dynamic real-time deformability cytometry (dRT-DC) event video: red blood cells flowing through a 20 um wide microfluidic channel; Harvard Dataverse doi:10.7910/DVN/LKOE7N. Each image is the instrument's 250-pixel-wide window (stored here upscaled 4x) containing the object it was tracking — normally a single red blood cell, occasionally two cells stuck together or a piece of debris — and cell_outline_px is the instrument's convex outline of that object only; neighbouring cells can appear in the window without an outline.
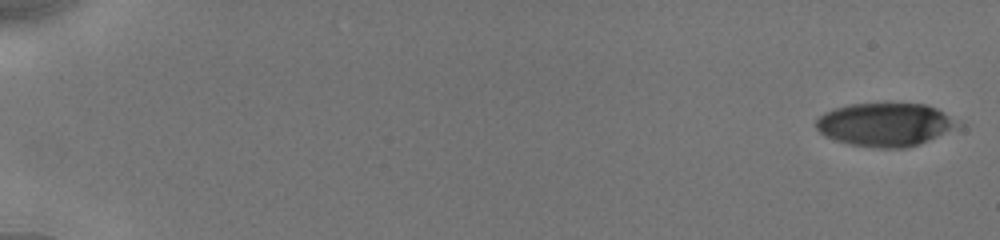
{"species": "human", "species_latin": "Homo sapiens", "temperature_condition": "cold", "stored_images_in_passage": 11, "camera_frame_rate_fps": 3000, "um_per_image_px": 0.085, "donor": {"sex": "male"}, "frame": {"image": 1, "passage_image": 1, "time_ms": 0.0, "image_size_px": [1000, 240], "cell_outline_px": [[964, 124], [928, 140], [908, 148], [876, 148], [848, 144], [832, 140], [824, 136], [816, 128], [816, 120], [824, 112], [832, 108], [848, 104], [924, 104], [936, 108]], "centroid_in_image_um": [75.19, 10.6], "position_along_channel_um": 9.8, "area_um2": 35.84}}
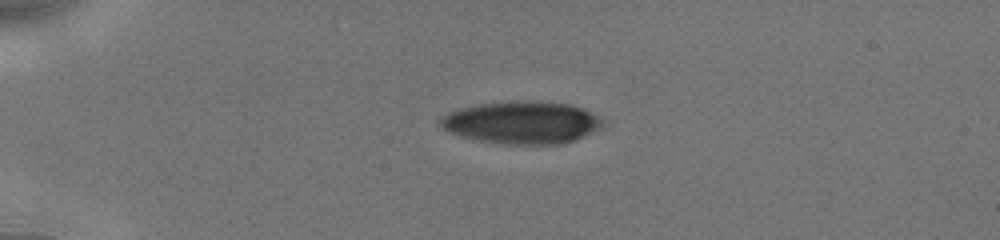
{"frame": {"image": 2, "passage_image": 7, "time_ms": 4.333, "image_size_px": [1000, 240], "cell_outline_px": [[604, 124], [600, 128], [564, 144], [504, 144], [480, 140], [460, 136], [448, 132], [440, 124], [440, 116], [448, 112], [460, 108], [480, 104], [520, 100], [532, 100], [572, 104], [596, 116]], "centroid_in_image_um": [44.31, 10.41], "position_along_channel_um": 40.7, "area_um2": 39.94}}
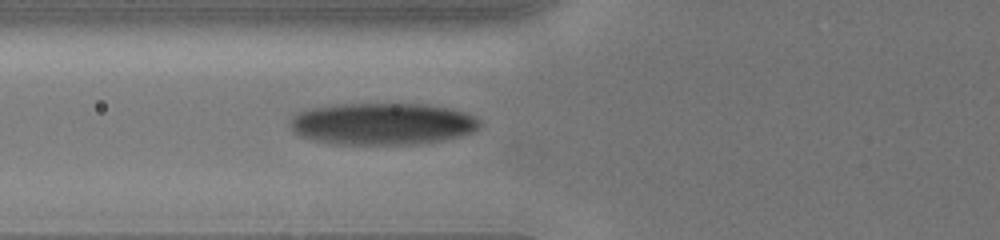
{"frame": {"image": 3, "passage_image": 11, "time_ms": 7.0, "image_size_px": [1000, 240], "cell_outline_px": [[480, 124], [472, 132], [460, 136], [440, 140], [412, 144], [336, 144], [312, 140], [300, 136], [288, 124], [288, 120], [296, 112], [308, 108], [336, 104], [424, 104], [452, 108], [464, 112], [480, 120]], "centroid_in_image_um": [32.43, 10.51], "position_along_channel_um": 93.4, "area_um2": 46.41}}